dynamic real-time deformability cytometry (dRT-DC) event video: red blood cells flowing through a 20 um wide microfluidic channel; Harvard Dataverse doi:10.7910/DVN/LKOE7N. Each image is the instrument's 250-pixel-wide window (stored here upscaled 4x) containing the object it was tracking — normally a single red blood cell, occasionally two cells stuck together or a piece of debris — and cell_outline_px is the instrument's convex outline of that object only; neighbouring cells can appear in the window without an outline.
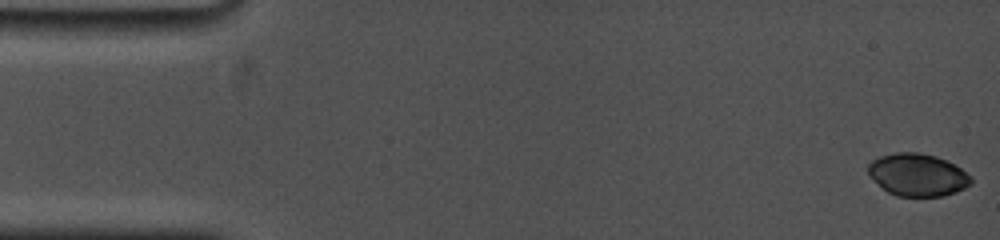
{"species": "common noctule bat (a hibernating species)", "species_latin": "Nyctalus noctula", "temperature_condition": "cold", "stored_images_in_passage": 114, "camera_frame_rate_fps": 5000, "um_per_image_px": 0.085, "animal": {"sex": "female", "body_mass_g": 19.0, "forearm_length_mm": 53.3}, "frame": {"image": 1, "passage_image": 1, "time_ms": 0.0, "image_size_px": [1000, 240], "cell_outline_px": [[972, 184], [956, 192], [944, 196], [896, 196], [888, 192], [868, 172], [868, 164], [872, 160], [880, 156], [896, 152], [920, 152], [936, 156], [960, 168], [972, 176]], "centroid_in_image_um": [78.02, 14.86], "position_along_channel_um": 7.0, "area_um2": 25.26}}
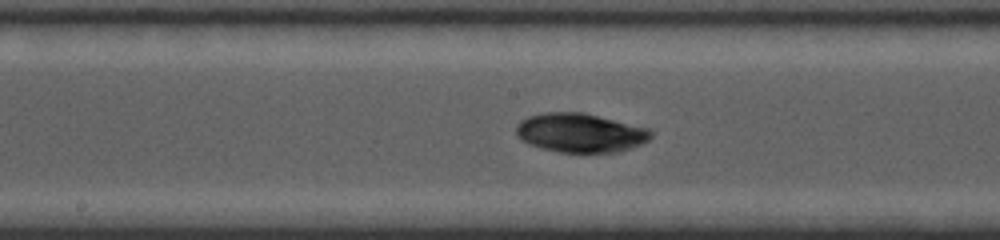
{"frame": {"image": 2, "passage_image": 54, "time_ms": 8.6, "image_size_px": [1000, 240], "cell_outline_px": [[652, 136], [648, 140], [640, 144], [616, 152], [560, 152], [540, 148], [528, 144], [520, 140], [516, 136], [516, 124], [520, 120], [528, 116], [544, 112], [584, 112], [648, 128], [652, 132]], "centroid_in_image_um": [49.26, 11.28], "position_along_channel_um": 198.9, "area_um2": 30.75}}
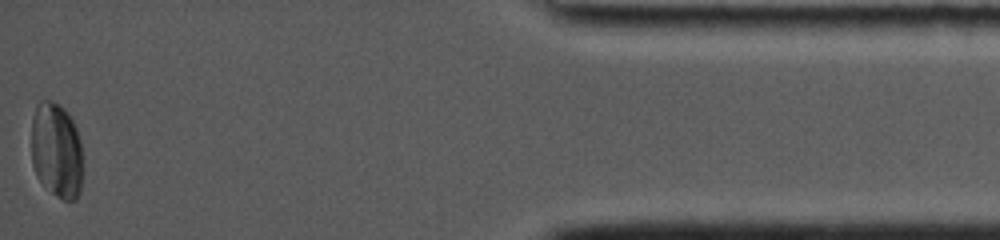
{"frame": {"image": 3, "passage_image": 114, "time_ms": 16.4, "image_size_px": [1000, 240], "cell_outline_px": [[84, 164], [80, 192], [76, 200], [64, 200], [56, 196], [36, 176], [32, 164], [32, 120], [36, 104], [40, 100], [52, 100], [64, 108], [72, 116], [80, 140]], "centroid_in_image_um": [4.84, 12.77], "position_along_channel_um": 430.4, "area_um2": 29.25}, "authors_computed_cell_mechanics": {"area_um2": 29.4491, "velocity_mm_per_s": 3.748, "shape_relaxation_time_tau1_ms": 7.0548, "shape_relaxation_time_tau2_ms": 4.5827, "deformation_change_tau1": 0.1061, "deformation_change_tau2": 0.0361}}